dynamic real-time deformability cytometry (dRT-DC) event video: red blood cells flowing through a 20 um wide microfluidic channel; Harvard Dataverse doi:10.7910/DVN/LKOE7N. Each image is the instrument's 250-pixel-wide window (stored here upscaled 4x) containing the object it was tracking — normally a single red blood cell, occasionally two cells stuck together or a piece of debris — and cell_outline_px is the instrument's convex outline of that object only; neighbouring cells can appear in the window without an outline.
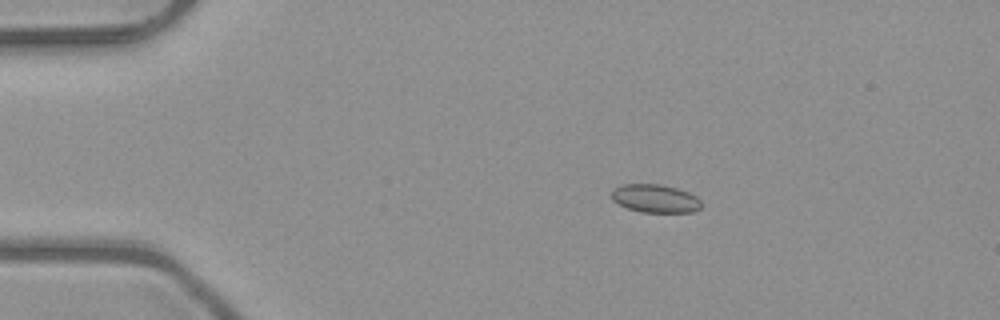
{"species": "common noctule bat (a hibernating species)", "species_latin": "Nyctalus noctula", "temperature_condition": "room temperature", "stored_images_in_passage": 44, "camera_frame_rate_fps": 3000, "um_per_image_px": 0.085, "animal": {"sex": "male", "body_mass_g": 23.1, "forearm_length_mm": 52.7}, "frame": {"image": 1, "passage_image": 2, "time_ms": 0.333, "image_size_px": [1000, 320], "cell_outline_px": [[700, 208], [692, 212], [640, 212], [628, 208], [612, 200], [612, 188], [620, 184], [660, 184], [676, 188], [688, 192], [696, 196], [700, 200]], "centroid_in_image_um": [55.66, 16.86], "position_along_channel_um": 29.3, "area_um2": 14.74}}
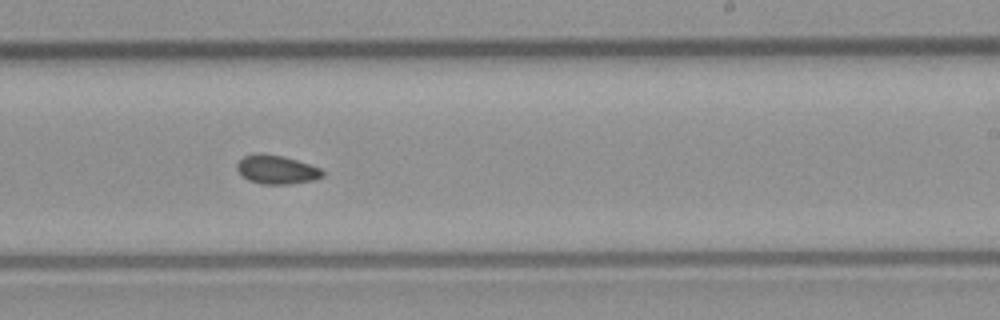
{"frame": {"image": 2, "passage_image": 24, "time_ms": 7.667, "image_size_px": [1000, 320], "cell_outline_px": [[324, 176], [316, 180], [288, 184], [264, 184], [248, 180], [236, 168], [236, 164], [244, 156], [284, 156], [320, 168], [324, 172]], "centroid_in_image_um": [23.58, 14.46], "position_along_channel_um": 265.4, "area_um2": 13.76}}
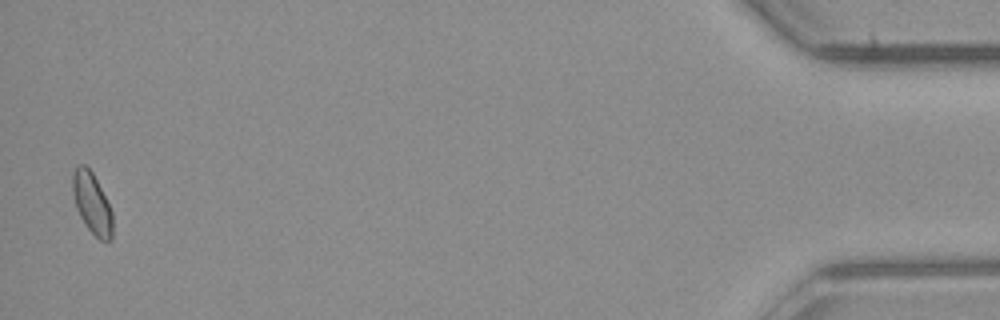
{"frame": {"image": 3, "passage_image": 43, "time_ms": 14.0, "image_size_px": [1000, 320], "cell_outline_px": [[112, 240], [100, 240], [88, 228], [80, 216], [76, 208], [72, 192], [72, 172], [76, 164], [84, 164], [92, 172], [112, 212]], "centroid_in_image_um": [7.78, 17.24], "position_along_channel_um": 427.4, "area_um2": 14.05}, "authors_computed_cell_mechanics": {"area_um2": 14.161, "velocity_mm_per_s": 4.0451, "shape_relaxation_time_tau1_ms": null, "shape_relaxation_time_tau2_ms": 4.4822, "deformation_change_tau1": null, "deformation_change_tau2": 0.0769}}